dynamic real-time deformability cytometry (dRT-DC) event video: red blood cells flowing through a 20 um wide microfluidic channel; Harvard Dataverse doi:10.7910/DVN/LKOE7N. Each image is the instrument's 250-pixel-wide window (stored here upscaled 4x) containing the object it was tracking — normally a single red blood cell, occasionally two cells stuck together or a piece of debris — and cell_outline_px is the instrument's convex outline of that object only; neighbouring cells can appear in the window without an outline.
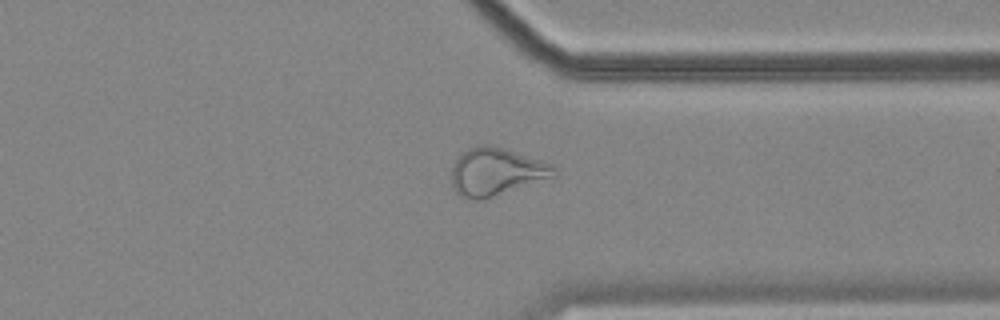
{"species": "common noctule bat (a hibernating species)", "species_latin": "Nyctalus noctula", "temperature_condition": "cold", "stored_images_in_passage": 56, "camera_frame_rate_fps": 3000, "um_per_image_px": 0.085, "animal": {"sex": "female", "body_mass_g": 18.4}, "frame": {"image": 1, "passage_image": 43, "time_ms": 14.0, "image_size_px": [1000, 320], "cell_outline_px": [[556, 176], [480, 200], [472, 200], [460, 196], [456, 192], [452, 184], [452, 164], [464, 152], [476, 144], [488, 144], [504, 148], [552, 164], [556, 168]], "centroid_in_image_um": [42.16, 14.59], "position_along_channel_um": 369.2, "area_um2": 28.21}}
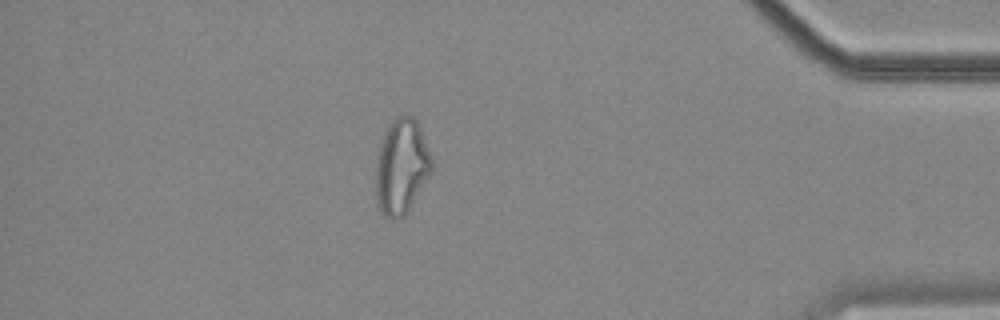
{"frame": {"image": 2, "passage_image": 49, "time_ms": 16.0, "image_size_px": [1000, 320], "cell_outline_px": [[432, 172], [404, 216], [400, 220], [392, 220], [380, 212], [376, 196], [376, 160], [380, 144], [384, 132], [388, 124], [396, 116], [412, 116], [416, 120], [420, 128], [432, 156]], "centroid_in_image_um": [34.12, 14.17], "position_along_channel_um": 401.1, "area_um2": 31.15}}